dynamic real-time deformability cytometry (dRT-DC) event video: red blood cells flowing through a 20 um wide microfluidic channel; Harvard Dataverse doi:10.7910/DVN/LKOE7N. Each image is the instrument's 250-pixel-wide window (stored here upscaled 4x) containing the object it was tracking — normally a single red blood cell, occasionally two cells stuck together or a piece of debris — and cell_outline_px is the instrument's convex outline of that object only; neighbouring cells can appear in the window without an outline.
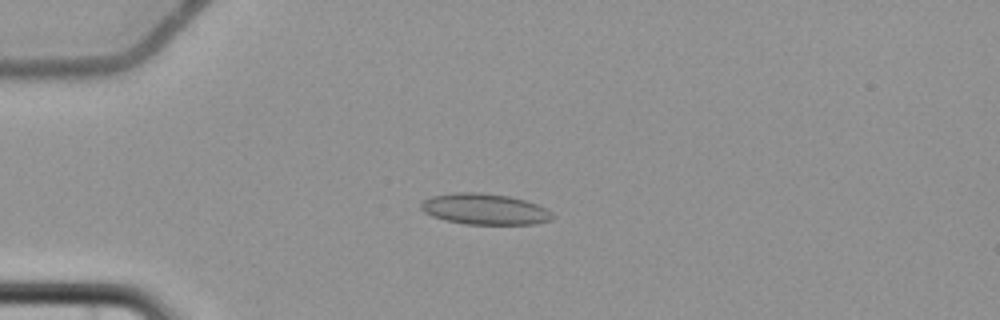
{"species": "common noctule bat (a hibernating species)", "species_latin": "Nyctalus noctula", "temperature_condition": "cold", "stored_images_in_passage": 6, "camera_frame_rate_fps": 3000, "um_per_image_px": 0.085, "animal": {"sex": "female", "body_mass_g": 22.7, "forearm_length_mm": 54.2}, "frame": {"image": 1, "passage_image": 5, "time_ms": 4.667, "image_size_px": [1000, 320], "cell_outline_px": [[552, 220], [536, 224], [464, 224], [444, 220], [432, 216], [424, 212], [420, 208], [420, 204], [424, 200], [432, 196], [456, 192], [480, 192], [512, 196], [548, 208], [552, 212]], "centroid_in_image_um": [41.21, 17.77], "position_along_channel_um": 43.8, "area_um2": 23.93}}